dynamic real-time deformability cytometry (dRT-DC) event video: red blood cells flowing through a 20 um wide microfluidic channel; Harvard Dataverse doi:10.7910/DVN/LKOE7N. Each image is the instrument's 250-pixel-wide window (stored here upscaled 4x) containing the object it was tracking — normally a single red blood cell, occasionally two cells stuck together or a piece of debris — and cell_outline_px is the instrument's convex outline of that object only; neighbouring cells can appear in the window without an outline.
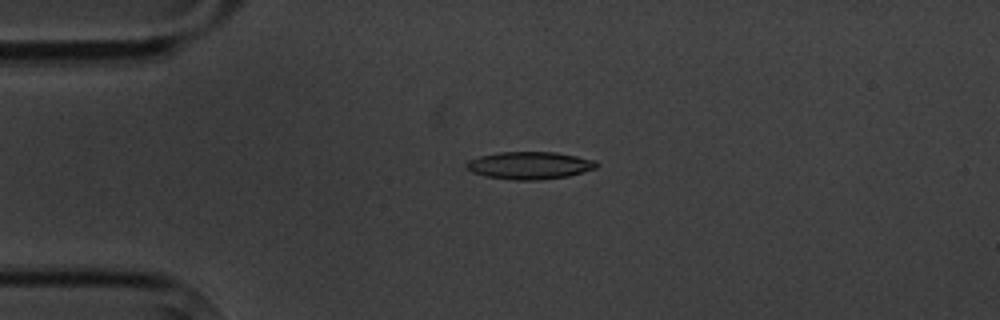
{"species": "common noctule bat (a hibernating species)", "species_latin": "Nyctalus noctula", "temperature_condition": "cold", "stored_images_in_passage": 3, "camera_frame_rate_fps": 3000, "um_per_image_px": 0.085, "animal": {"sex": "male", "body_mass_g": 20.1, "forearm_length_mm": 53.5}, "frame": {"image": 1, "passage_image": 2, "time_ms": 1.333, "image_size_px": [1000, 320], "cell_outline_px": [[600, 164], [596, 168], [584, 172], [568, 176], [540, 180], [516, 180], [484, 176], [472, 172], [464, 164], [468, 160], [480, 156], [500, 152], [556, 152], [596, 160]], "centroid_in_image_um": [45.04, 14.06], "position_along_channel_um": 40.0, "area_um2": 20.92}}